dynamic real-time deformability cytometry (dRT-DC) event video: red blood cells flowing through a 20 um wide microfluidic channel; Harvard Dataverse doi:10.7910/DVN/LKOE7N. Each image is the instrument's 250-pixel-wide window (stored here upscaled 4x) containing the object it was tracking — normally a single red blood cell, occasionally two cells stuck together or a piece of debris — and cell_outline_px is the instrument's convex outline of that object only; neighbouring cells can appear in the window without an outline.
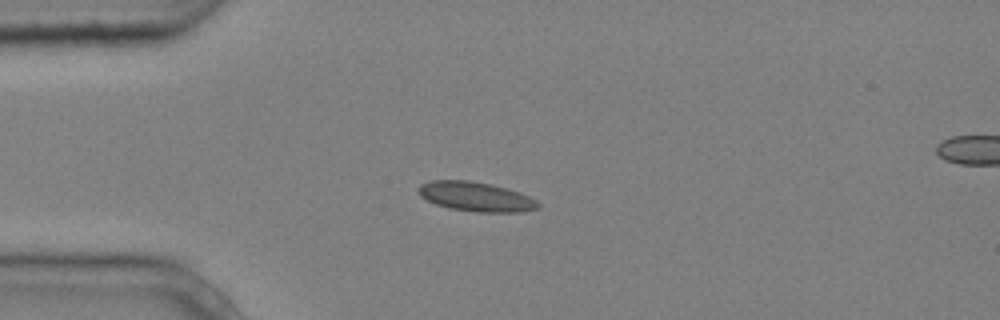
{"species": "common noctule bat (a hibernating species)", "species_latin": "Nyctalus noctula", "temperature_condition": "cold", "stored_images_in_passage": 9, "camera_frame_rate_fps": 3000, "um_per_image_px": 0.085, "animal": {"sex": "male", "body_mass_g": 20.4}, "frame": {"image": 1, "passage_image": 2, "time_ms": 0.333, "image_size_px": [1000, 320], "cell_outline_px": [[540, 208], [524, 212], [476, 212], [448, 208], [436, 204], [420, 196], [416, 188], [420, 184], [432, 180], [468, 180], [492, 184], [508, 188], [520, 192], [536, 200], [540, 204]], "centroid_in_image_um": [40.46, 16.71], "position_along_channel_um": 44.5, "area_um2": 20.81}}
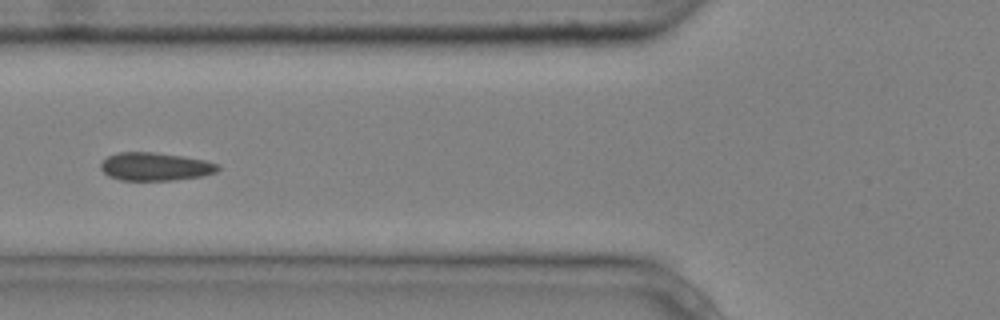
{"frame": {"image": 2, "passage_image": 4, "time_ms": 1.0, "image_size_px": [1000, 320], "cell_outline_px": [[220, 168], [216, 172], [200, 176], [172, 180], [120, 180], [108, 176], [100, 168], [100, 164], [108, 156], [116, 152], [152, 152], [184, 156], [204, 160], [220, 164]], "centroid_in_image_um": [13.18, 14.15], "position_along_channel_um": 112.6, "area_um2": 19.19}}
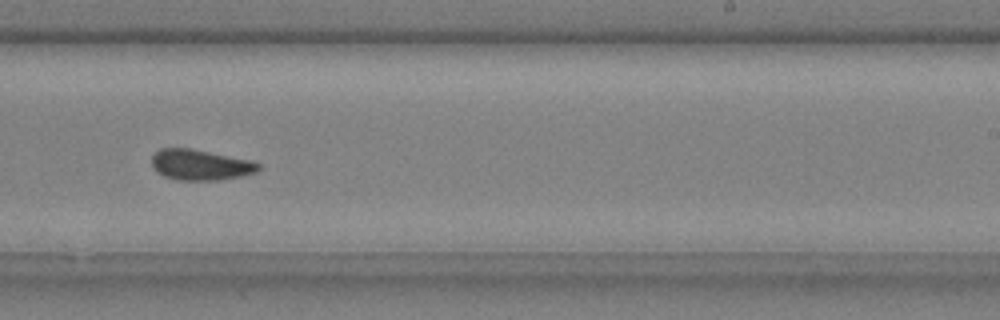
{"frame": {"image": 3, "passage_image": 8, "time_ms": 2.333, "image_size_px": [1000, 320], "cell_outline_px": [[260, 168], [256, 172], [240, 176], [216, 180], [176, 180], [164, 176], [156, 172], [152, 168], [152, 156], [160, 148], [192, 148], [252, 160], [260, 164]], "centroid_in_image_um": [17.01, 14.0], "position_along_channel_um": 272.0, "area_um2": 19.19}}